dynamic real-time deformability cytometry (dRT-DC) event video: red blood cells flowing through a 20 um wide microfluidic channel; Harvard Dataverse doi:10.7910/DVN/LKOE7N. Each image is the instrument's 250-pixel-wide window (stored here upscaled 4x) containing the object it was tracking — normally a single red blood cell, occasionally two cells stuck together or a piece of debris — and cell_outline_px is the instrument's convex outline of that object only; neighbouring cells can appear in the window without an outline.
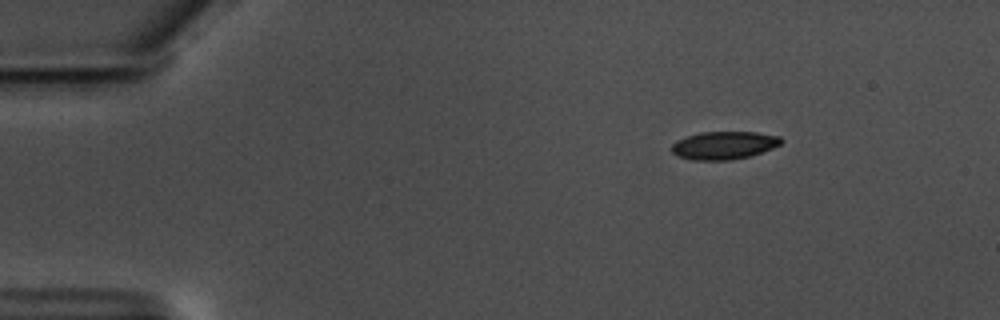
{"species": "common noctule bat (a hibernating species)", "species_latin": "Nyctalus noctula", "temperature_condition": "warm", "stored_images_in_passage": 50, "camera_frame_rate_fps": 3000, "um_per_image_px": 0.085, "animal": {"sex": "male", "body_mass_g": 17.5, "forearm_length_mm": 52.3}, "frame": {"image": 1, "passage_image": 1, "time_ms": 0.0, "image_size_px": [1000, 320], "cell_outline_px": [[784, 140], [780, 144], [772, 148], [748, 156], [732, 160], [692, 160], [680, 156], [672, 152], [672, 144], [676, 140], [700, 132], [756, 132], [780, 136]], "centroid_in_image_um": [61.54, 12.34], "position_along_channel_um": 23.5, "area_um2": 17.69}}
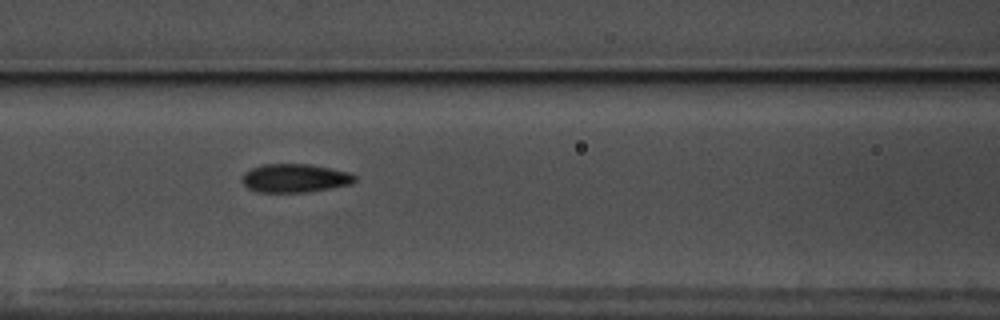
{"frame": {"image": 2, "passage_image": 18, "time_ms": 5.667, "image_size_px": [1000, 320], "cell_outline_px": [[356, 180], [352, 184], [332, 188], [308, 192], [256, 192], [248, 188], [240, 180], [244, 172], [252, 168], [264, 164], [308, 164], [352, 172], [356, 176]], "centroid_in_image_um": [25.08, 15.14], "position_along_channel_um": 141.5, "area_um2": 18.96}}
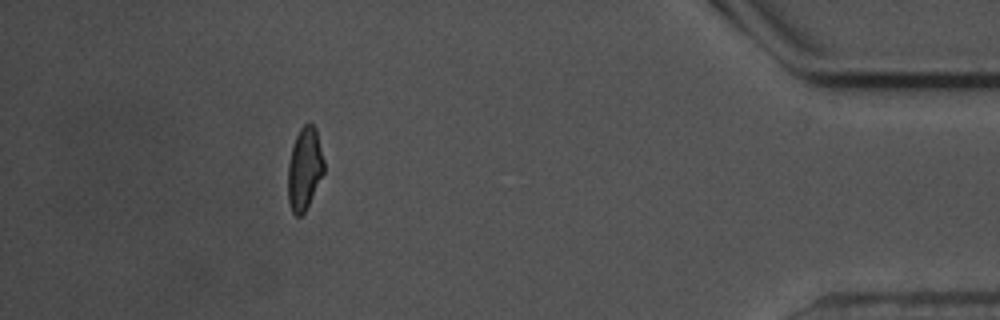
{"frame": {"image": 3, "passage_image": 45, "time_ms": 14.667, "image_size_px": [1000, 320], "cell_outline_px": [[324, 172], [304, 212], [300, 216], [296, 216], [292, 212], [288, 200], [288, 164], [292, 144], [300, 128], [304, 124], [312, 124], [316, 128], [324, 160]], "centroid_in_image_um": [25.87, 14.32], "position_along_channel_um": 409.3, "area_um2": 17.22}, "authors_computed_cell_mechanics": {"area_um2": 18.4093, "velocity_mm_per_s": 3.5518, "shape_relaxation_time_tau1_ms": 6.7889, "shape_relaxation_time_tau2_ms": 1.5912, "deformation_change_tau1": 0.1487, "deformation_change_tau2": 0.0708}}